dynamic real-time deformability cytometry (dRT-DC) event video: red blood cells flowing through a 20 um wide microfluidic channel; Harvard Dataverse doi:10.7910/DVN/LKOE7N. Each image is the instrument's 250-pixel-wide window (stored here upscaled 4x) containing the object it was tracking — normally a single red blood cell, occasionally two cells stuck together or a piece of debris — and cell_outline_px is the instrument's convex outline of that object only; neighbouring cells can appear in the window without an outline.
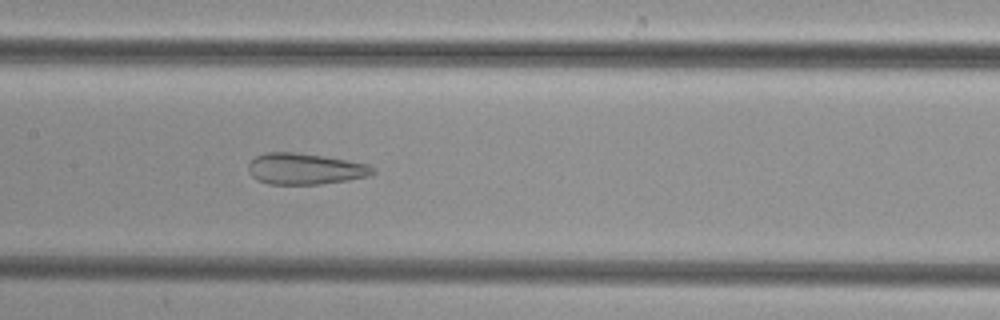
{"species": "common noctule bat (a hibernating species)", "species_latin": "Nyctalus noctula", "temperature_condition": "cold", "stored_images_in_passage": 49, "camera_frame_rate_fps": 3000, "um_per_image_px": 0.085, "animal": {"sex": "female", "body_mass_g": 29.2, "forearm_length_mm": 56.3}, "frame": {"image": 1, "passage_image": 24, "time_ms": 7.667, "image_size_px": [1000, 320], "cell_outline_px": [[376, 172], [368, 176], [348, 180], [320, 184], [268, 184], [256, 180], [248, 172], [248, 164], [256, 156], [264, 152], [296, 152], [324, 156], [368, 164]], "centroid_in_image_um": [25.89, 14.35], "position_along_channel_um": 181.5, "area_um2": 22.66}}
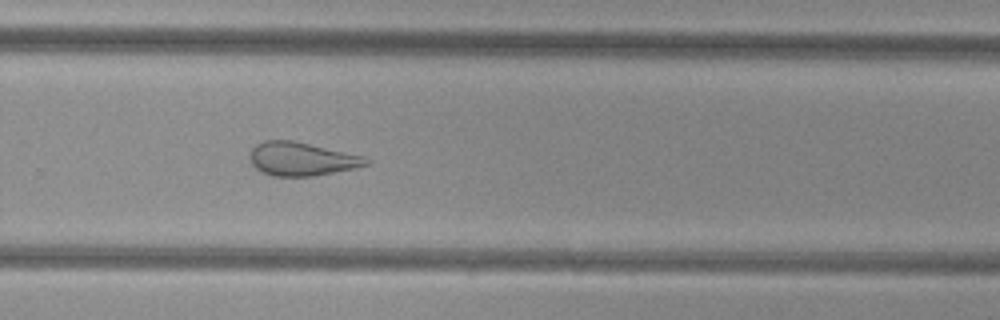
{"frame": {"image": 2, "passage_image": 33, "time_ms": 10.667, "image_size_px": [1000, 320], "cell_outline_px": [[372, 160], [368, 164], [356, 168], [312, 176], [272, 176], [260, 172], [252, 164], [252, 148], [256, 144], [264, 140], [292, 140], [364, 156]], "centroid_in_image_um": [25.66, 13.51], "position_along_channel_um": 304.1, "area_um2": 22.54}}
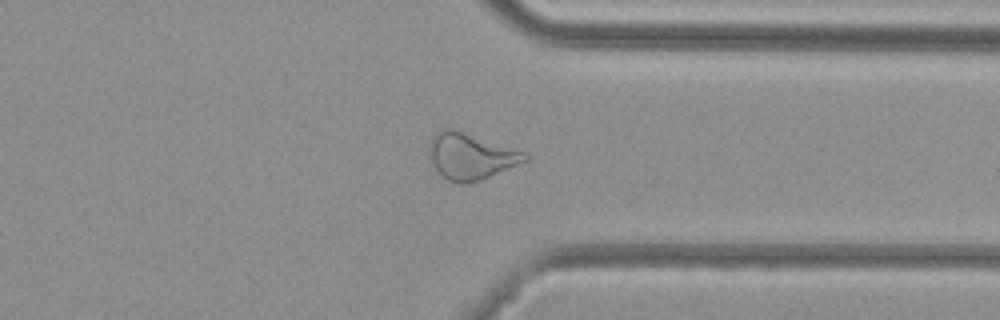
{"frame": {"image": 3, "passage_image": 38, "time_ms": 12.333, "image_size_px": [1000, 320], "cell_outline_px": [[528, 160], [480, 180], [460, 184], [448, 180], [432, 164], [428, 144], [432, 136], [436, 132], [444, 128], [452, 128], [524, 152], [528, 156]], "centroid_in_image_um": [39.97, 13.27], "position_along_channel_um": 371.4, "area_um2": 25.26}}